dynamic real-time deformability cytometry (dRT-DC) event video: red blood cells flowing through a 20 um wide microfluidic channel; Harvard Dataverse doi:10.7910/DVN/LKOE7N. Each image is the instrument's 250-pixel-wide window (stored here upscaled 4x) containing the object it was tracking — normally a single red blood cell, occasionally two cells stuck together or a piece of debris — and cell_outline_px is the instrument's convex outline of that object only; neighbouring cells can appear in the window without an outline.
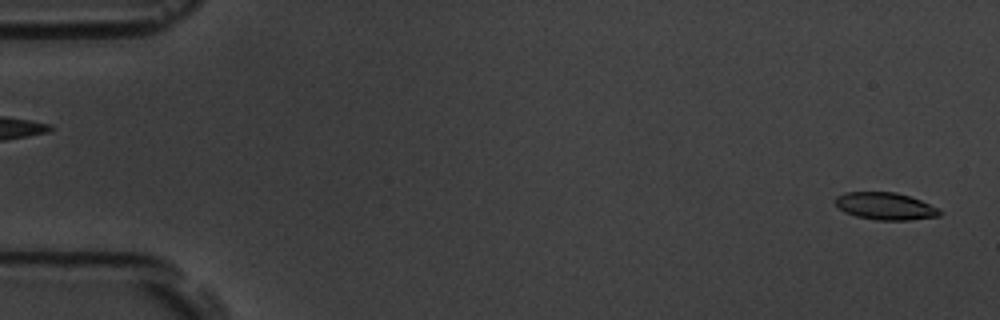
{"species": "common noctule bat (a hibernating species)", "species_latin": "Nyctalus noctula", "temperature_condition": "room temperature", "stored_images_in_passage": 51, "camera_frame_rate_fps": 3000, "um_per_image_px": 0.085, "animal": {"sex": "male", "body_mass_g": 19.5, "forearm_length_mm": 54.6}, "frame": {"image": 1, "passage_image": 2, "time_ms": 0.333, "image_size_px": [1000, 320], "cell_outline_px": [[944, 212], [940, 216], [908, 220], [876, 220], [856, 216], [844, 212], [832, 200], [836, 196], [844, 192], [896, 192], [920, 200], [940, 208]], "centroid_in_image_um": [75.26, 17.52], "position_along_channel_um": 9.7, "area_um2": 16.76}}
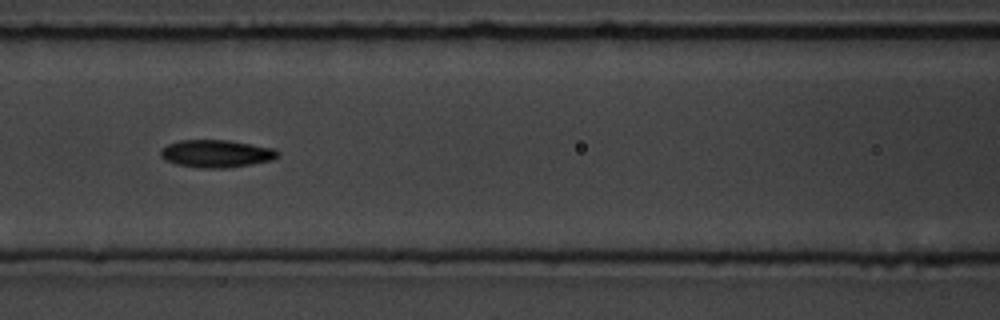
{"frame": {"image": 2, "passage_image": 25, "time_ms": 8.0, "image_size_px": [1000, 320], "cell_outline_px": [[280, 156], [272, 160], [252, 164], [224, 168], [204, 168], [176, 164], [164, 160], [160, 156], [160, 148], [168, 144], [180, 140], [228, 140], [276, 148], [280, 152]], "centroid_in_image_um": [18.4, 13.05], "position_along_channel_um": 148.2, "area_um2": 19.02}}
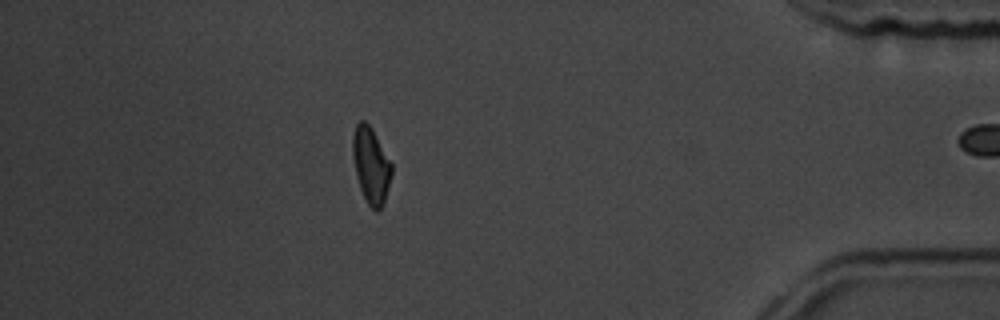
{"frame": {"image": 3, "passage_image": 50, "time_ms": 16.333, "image_size_px": [1000, 320], "cell_outline_px": [[392, 172], [388, 188], [384, 200], [380, 208], [376, 212], [368, 204], [360, 188], [356, 176], [352, 156], [352, 136], [356, 124], [360, 120], [364, 120], [372, 128], [392, 164]], "centroid_in_image_um": [31.51, 14.01], "position_along_channel_um": 403.7, "area_um2": 17.17}}